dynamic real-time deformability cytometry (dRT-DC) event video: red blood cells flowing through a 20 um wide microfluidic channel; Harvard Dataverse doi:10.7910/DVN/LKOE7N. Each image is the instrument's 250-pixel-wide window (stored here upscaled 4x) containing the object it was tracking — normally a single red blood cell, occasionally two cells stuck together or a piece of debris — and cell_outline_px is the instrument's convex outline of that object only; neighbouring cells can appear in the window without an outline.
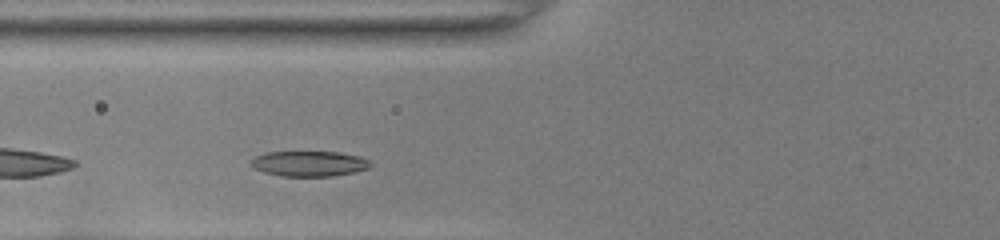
{"species": "common noctule bat (a hibernating species)", "species_latin": "Nyctalus noctula", "temperature_condition": "room temperature", "stored_images_in_passage": 29, "camera_frame_rate_fps": 3000, "um_per_image_px": 0.085, "animal": {"sex": "female", "body_mass_g": 22.0, "forearm_length_mm": 56.7}, "frame": {"image": 1, "passage_image": 5, "time_ms": 1.333, "image_size_px": [1000, 240], "cell_outline_px": [[372, 164], [368, 168], [352, 172], [332, 176], [280, 176], [264, 172], [252, 168], [252, 160], [256, 156], [268, 152], [336, 152], [360, 156], [368, 160]], "centroid_in_image_um": [26.27, 13.91], "position_along_channel_um": 99.5, "area_um2": 17.46}}
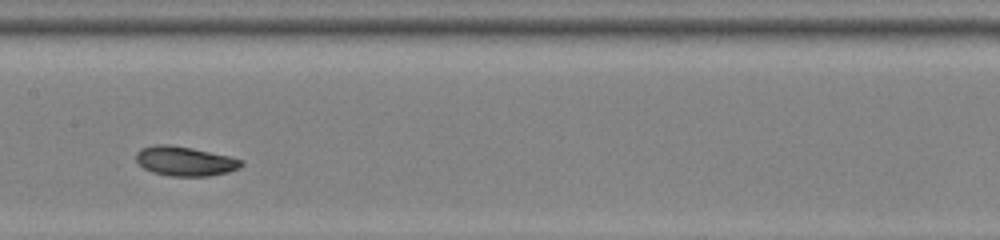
{"frame": {"image": 2, "passage_image": 12, "time_ms": 3.667, "image_size_px": [1000, 240], "cell_outline_px": [[244, 164], [240, 168], [228, 172], [208, 176], [168, 176], [152, 172], [144, 168], [136, 160], [136, 152], [140, 148], [152, 144], [168, 144], [192, 148], [228, 156], [244, 160]], "centroid_in_image_um": [15.71, 13.69], "position_along_channel_um": 191.7, "area_um2": 18.21}}
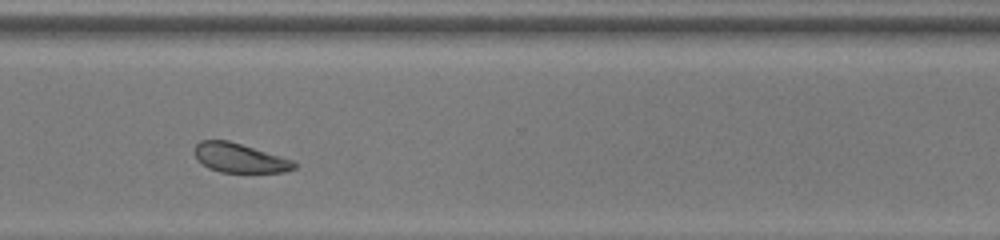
{"frame": {"image": 3, "passage_image": 24, "time_ms": 7.667, "image_size_px": [1000, 240], "cell_outline_px": [[296, 168], [284, 172], [220, 172], [208, 168], [196, 156], [196, 144], [200, 140], [228, 140], [292, 160], [296, 164]], "centroid_in_image_um": [20.37, 13.43], "position_along_channel_um": 350.2, "area_um2": 16.59}, "authors_computed_cell_mechanics": {"area_um2": 17.8024, "velocity_mm_per_s": 3.9491, "shape_relaxation_time_tau1_ms": 2.6027, "shape_relaxation_time_tau2_ms": null, "deformation_change_tau1": 0.1132, "deformation_change_tau2": null}}